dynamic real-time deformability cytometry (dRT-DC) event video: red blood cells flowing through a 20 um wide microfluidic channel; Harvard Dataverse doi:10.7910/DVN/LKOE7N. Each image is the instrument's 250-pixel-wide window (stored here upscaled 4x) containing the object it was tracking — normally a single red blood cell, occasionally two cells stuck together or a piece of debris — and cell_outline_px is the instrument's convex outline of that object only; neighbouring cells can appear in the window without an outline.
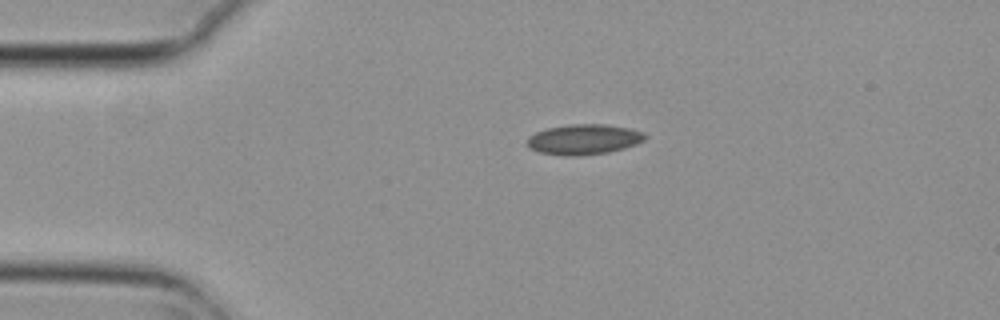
{"species": "common noctule bat (a hibernating species)", "species_latin": "Nyctalus noctula", "temperature_condition": "cold", "stored_images_in_passage": 2, "camera_frame_rate_fps": 3000, "um_per_image_px": 0.085, "animal": {"sex": "female", "body_mass_g": 29.2, "forearm_length_mm": 56.3}, "frame": {"image": 1, "passage_image": 1, "time_ms": 0.0, "image_size_px": [1000, 320], "cell_outline_px": [[648, 136], [644, 140], [636, 144], [624, 148], [608, 152], [572, 156], [568, 156], [540, 152], [528, 148], [528, 136], [536, 132], [548, 128], [568, 124], [604, 124], [628, 128], [644, 132]], "centroid_in_image_um": [49.63, 11.84], "position_along_channel_um": 35.4, "area_um2": 20.69}}